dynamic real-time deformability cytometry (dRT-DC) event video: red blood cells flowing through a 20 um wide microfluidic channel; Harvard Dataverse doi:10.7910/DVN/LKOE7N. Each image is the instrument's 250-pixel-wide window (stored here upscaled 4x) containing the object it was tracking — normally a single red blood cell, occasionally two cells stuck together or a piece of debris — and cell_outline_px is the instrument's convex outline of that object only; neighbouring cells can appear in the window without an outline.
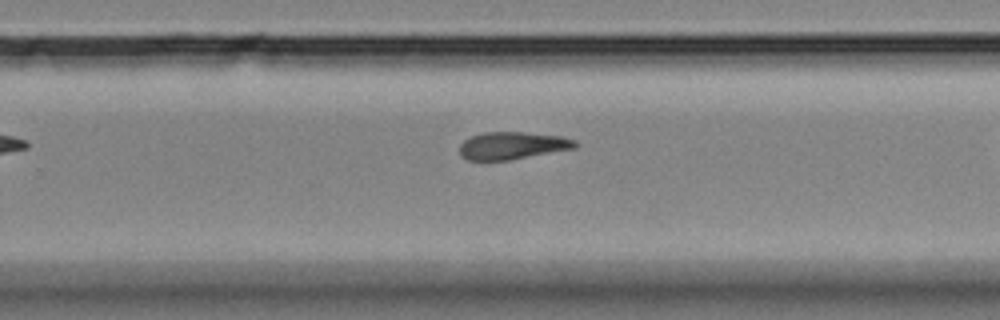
{"species": "Egyptian fruit bat (a non-hibernating species)", "species_latin": "Rousettus aegyptiacus", "temperature_condition": "room temperature", "stored_images_in_passage": 18, "camera_frame_rate_fps": 3000, "um_per_image_px": 0.085, "animal": {"sex": "female"}, "frame": {"image": 1, "passage_image": 16, "time_ms": 5.0, "image_size_px": [1000, 320], "cell_outline_px": [[580, 144], [576, 148], [508, 160], [468, 160], [460, 156], [460, 144], [464, 140], [472, 136], [484, 132], [524, 132], [560, 136], [576, 140]], "centroid_in_image_um": [43.57, 12.37], "position_along_channel_um": 286.2, "area_um2": 18.5}}